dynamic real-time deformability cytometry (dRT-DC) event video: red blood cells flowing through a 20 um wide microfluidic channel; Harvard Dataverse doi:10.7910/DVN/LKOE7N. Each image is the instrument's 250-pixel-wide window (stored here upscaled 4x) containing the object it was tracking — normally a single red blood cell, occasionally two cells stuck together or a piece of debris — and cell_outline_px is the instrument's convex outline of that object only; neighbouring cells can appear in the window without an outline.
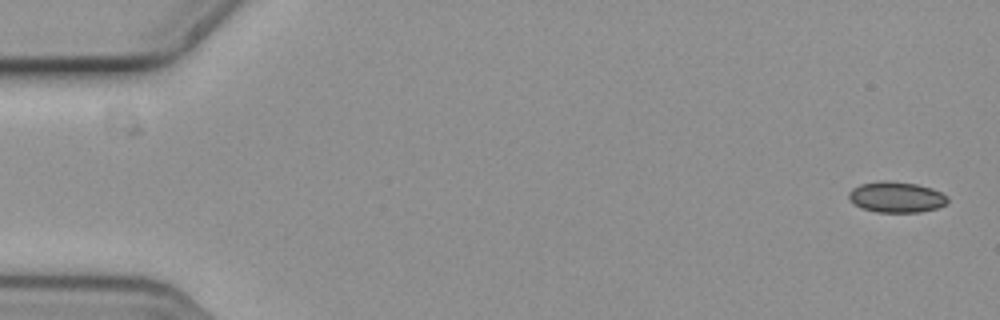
{"species": "common noctule bat (a hibernating species)", "species_latin": "Nyctalus noctula", "temperature_condition": "cold", "stored_images_in_passage": 7, "camera_frame_rate_fps": 3000, "um_per_image_px": 0.085, "animal": {"sex": "female", "body_mass_g": 19.3, "forearm_length_mm": 54.1}, "frame": {"image": 1, "passage_image": 1, "time_ms": 0.0, "image_size_px": [1000, 320], "cell_outline_px": [[948, 204], [936, 208], [920, 212], [876, 212], [860, 208], [848, 196], [848, 192], [852, 188], [860, 184], [916, 184], [932, 188], [948, 196]], "centroid_in_image_um": [76.24, 16.81], "position_along_channel_um": 8.8, "area_um2": 16.94}}
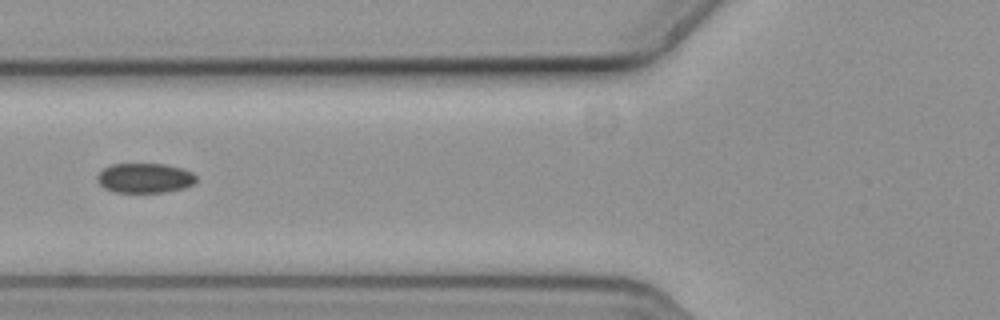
{"frame": {"image": 2, "passage_image": 7, "time_ms": 2.0, "image_size_px": [1000, 320], "cell_outline_px": [[196, 180], [192, 184], [184, 188], [164, 192], [112, 192], [104, 188], [96, 180], [96, 176], [104, 168], [112, 164], [164, 164], [180, 168], [192, 172], [196, 176]], "centroid_in_image_um": [12.28, 15.14], "position_along_channel_um": 113.5, "area_um2": 17.11}}